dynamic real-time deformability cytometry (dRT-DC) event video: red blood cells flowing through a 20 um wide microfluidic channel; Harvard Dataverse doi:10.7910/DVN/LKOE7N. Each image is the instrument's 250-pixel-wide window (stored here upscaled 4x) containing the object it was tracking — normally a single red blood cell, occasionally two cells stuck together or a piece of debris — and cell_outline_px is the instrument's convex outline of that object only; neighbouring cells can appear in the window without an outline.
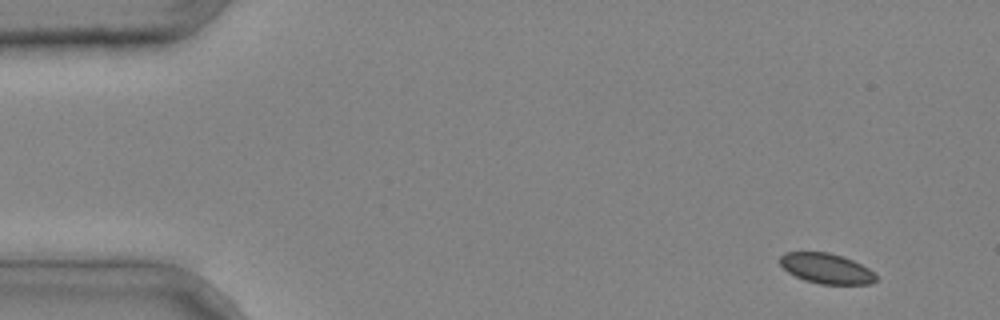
{"species": "common noctule bat (a hibernating species)", "species_latin": "Nyctalus noctula", "temperature_condition": "cold", "stored_images_in_passage": 42, "camera_frame_rate_fps": 3000, "um_per_image_px": 0.085, "animal": {"sex": "male", "body_mass_g": 20.4}, "frame": {"image": 1, "passage_image": 3, "time_ms": 0.667, "image_size_px": [1000, 320], "cell_outline_px": [[876, 280], [872, 284], [820, 284], [804, 280], [788, 272], [780, 264], [780, 256], [784, 252], [828, 252], [852, 260], [868, 268], [876, 276]], "centroid_in_image_um": [70.22, 22.82], "position_along_channel_um": 14.8, "area_um2": 16.76}}
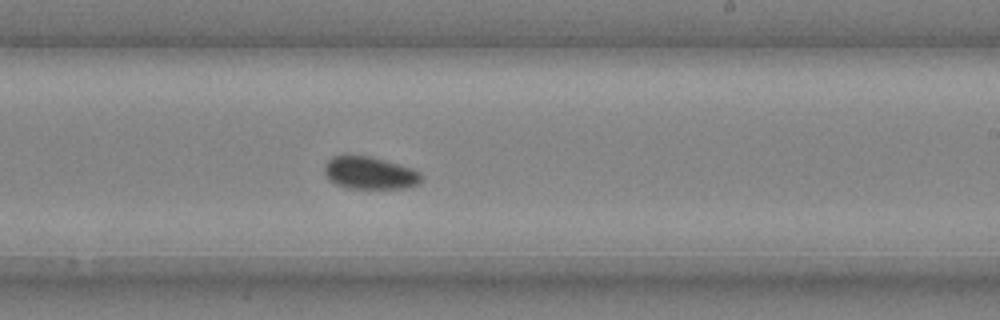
{"frame": {"image": 2, "passage_image": 26, "time_ms": 8.333, "image_size_px": [1000, 320], "cell_outline_px": [[420, 184], [404, 188], [348, 188], [336, 184], [328, 180], [324, 172], [324, 164], [332, 156], [368, 156], [384, 160], [412, 168], [420, 172]], "centroid_in_image_um": [31.4, 14.71], "position_along_channel_um": 257.6, "area_um2": 18.21}}
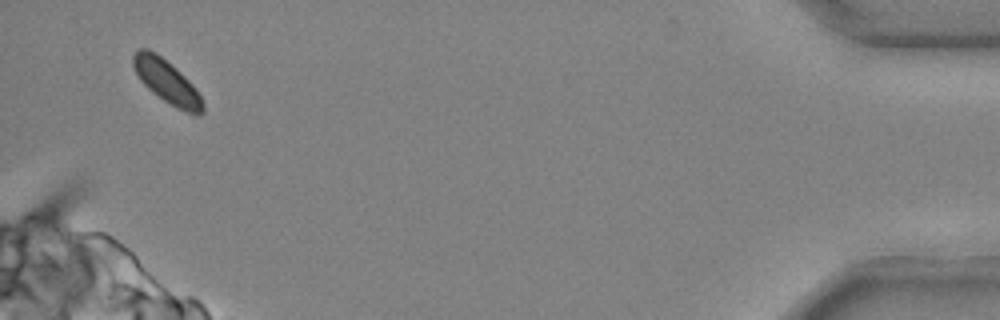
{"frame": {"image": 3, "passage_image": 41, "time_ms": 13.333, "image_size_px": [1000, 320], "cell_outline_px": [[204, 112], [200, 116], [196, 116], [176, 108], [152, 92], [140, 80], [132, 64], [132, 56], [140, 48], [148, 48], [156, 52], [184, 76], [192, 84], [200, 96], [204, 104]], "centroid_in_image_um": [14.19, 6.96], "position_along_channel_um": 421.0, "area_um2": 17.46}}